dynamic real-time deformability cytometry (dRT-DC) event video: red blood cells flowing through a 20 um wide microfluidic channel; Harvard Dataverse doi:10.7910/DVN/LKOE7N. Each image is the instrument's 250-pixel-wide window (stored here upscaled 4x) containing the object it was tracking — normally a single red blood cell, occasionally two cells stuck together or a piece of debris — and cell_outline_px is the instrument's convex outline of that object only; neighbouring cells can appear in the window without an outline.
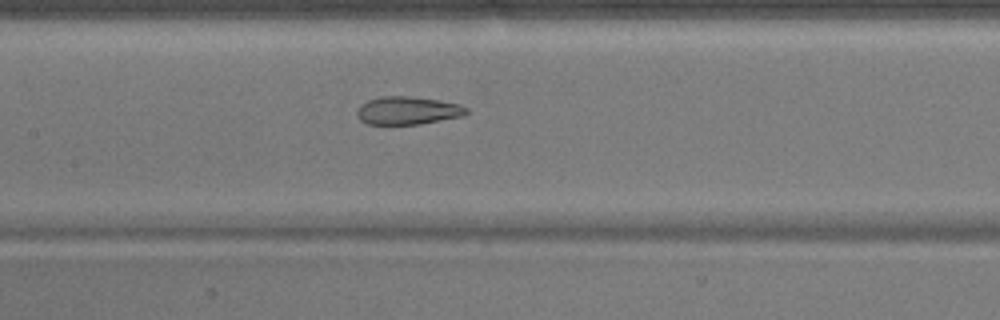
{"species": "common noctule bat (a hibernating species)", "species_latin": "Nyctalus noctula", "temperature_condition": "warm", "stored_images_in_passage": 51, "camera_frame_rate_fps": 3000, "um_per_image_px": 0.085, "animal": {"sex": "male", "body_mass_g": 17.9}, "frame": {"image": 1, "passage_image": 24, "time_ms": 7.667, "image_size_px": [1000, 320], "cell_outline_px": [[468, 112], [464, 116], [420, 124], [364, 124], [356, 116], [356, 112], [360, 104], [368, 100], [380, 96], [408, 96], [436, 100], [460, 104], [468, 108]], "centroid_in_image_um": [34.63, 9.4], "position_along_channel_um": 172.8, "area_um2": 17.98}}
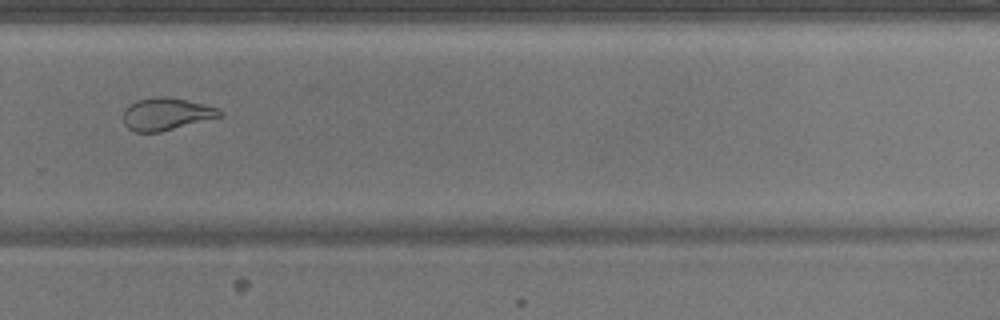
{"frame": {"image": 2, "passage_image": 35, "time_ms": 11.333, "image_size_px": [1000, 320], "cell_outline_px": [[224, 116], [160, 132], [132, 132], [124, 124], [124, 112], [136, 100], [160, 96], [168, 96], [188, 100], [220, 108], [224, 112]], "centroid_in_image_um": [14.2, 9.69], "position_along_channel_um": 315.6, "area_um2": 18.32}}
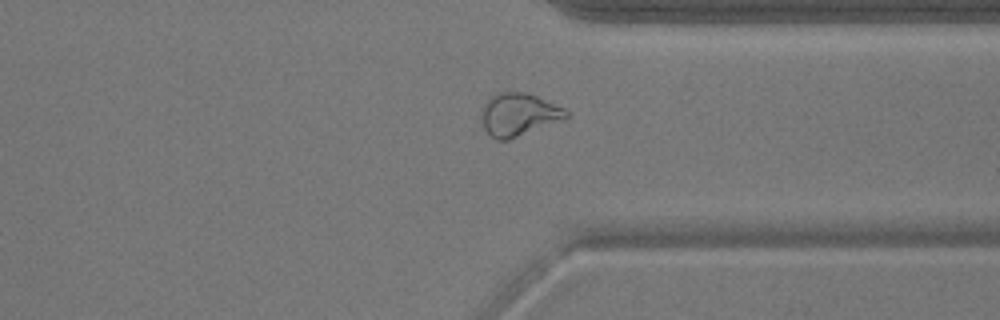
{"frame": {"image": 3, "passage_image": 39, "time_ms": 12.667, "image_size_px": [1000, 320], "cell_outline_px": [[568, 116], [564, 120], [508, 140], [496, 140], [484, 128], [480, 116], [480, 112], [488, 96], [500, 92], [524, 92], [536, 96], [564, 108], [568, 112]], "centroid_in_image_um": [44.06, 9.73], "position_along_channel_um": 367.3, "area_um2": 21.21}, "authors_computed_cell_mechanics": {"area_um2": 22.8888, "velocity_mm_per_s": 3.9107, "shape_relaxation_time_tau1_ms": null, "shape_relaxation_time_tau2_ms": 1.3159, "deformation_change_tau1": null, "deformation_change_tau2": 0.0781}}